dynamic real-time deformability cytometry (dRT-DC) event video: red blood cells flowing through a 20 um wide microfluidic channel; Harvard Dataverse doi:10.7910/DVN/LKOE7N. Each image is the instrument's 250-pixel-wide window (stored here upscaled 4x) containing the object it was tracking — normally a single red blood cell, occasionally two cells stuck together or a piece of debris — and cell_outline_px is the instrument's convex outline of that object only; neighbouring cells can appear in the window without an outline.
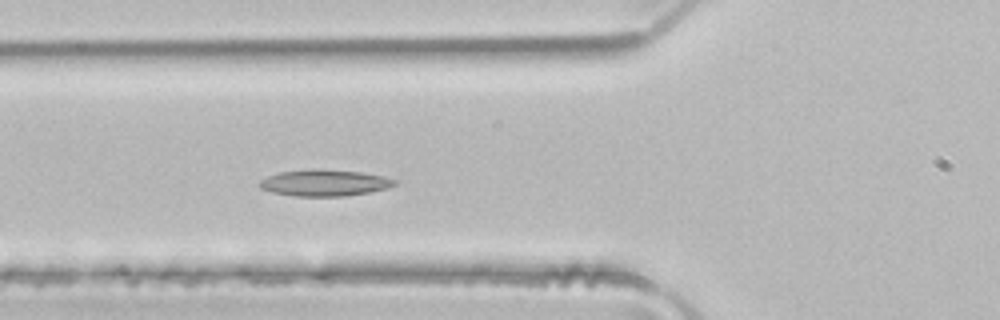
{"species": "common noctule bat (a hibernating species)", "species_latin": "Nyctalus noctula", "temperature_condition": "room temperature", "stored_images_in_passage": 5, "camera_frame_rate_fps": 3000, "um_per_image_px": 0.085, "animal": {"sex": "male", "body_mass_g": 21.5, "forearm_length_mm": 52.0}, "frame": {"image": 1, "passage_image": 5, "time_ms": 1.333, "image_size_px": [1000, 320], "cell_outline_px": [[396, 184], [388, 188], [368, 192], [344, 196], [296, 196], [272, 192], [260, 188], [256, 184], [260, 180], [268, 176], [280, 172], [312, 168], [320, 168], [360, 172], [384, 176], [396, 180]], "centroid_in_image_um": [27.55, 15.53], "position_along_channel_um": 98.2, "area_um2": 20.92}}